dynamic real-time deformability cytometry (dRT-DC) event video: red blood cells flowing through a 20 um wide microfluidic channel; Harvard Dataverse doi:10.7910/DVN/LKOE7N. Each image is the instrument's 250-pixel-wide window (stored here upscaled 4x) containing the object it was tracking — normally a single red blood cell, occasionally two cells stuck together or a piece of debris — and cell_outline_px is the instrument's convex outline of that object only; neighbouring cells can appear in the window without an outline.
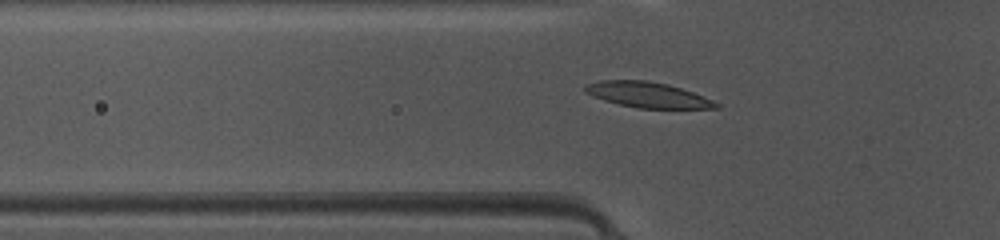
{"species": "common noctule bat (a hibernating species)", "species_latin": "Nyctalus noctula", "temperature_condition": "warm", "stored_images_in_passage": 48, "camera_frame_rate_fps": 3000, "um_per_image_px": 0.085, "animal": {"sex": "female", "body_mass_g": 10.0, "forearm_length_mm": 53.1}, "frame": {"image": 1, "passage_image": 16, "time_ms": 5.0, "image_size_px": [1000, 240], "cell_outline_px": [[720, 108], [640, 108], [620, 104], [604, 100], [584, 92], [584, 84], [600, 80], [648, 80], [668, 84], [692, 92], [712, 100], [720, 104]], "centroid_in_image_um": [55.02, 8.05], "position_along_channel_um": 70.8, "area_um2": 19.31}}
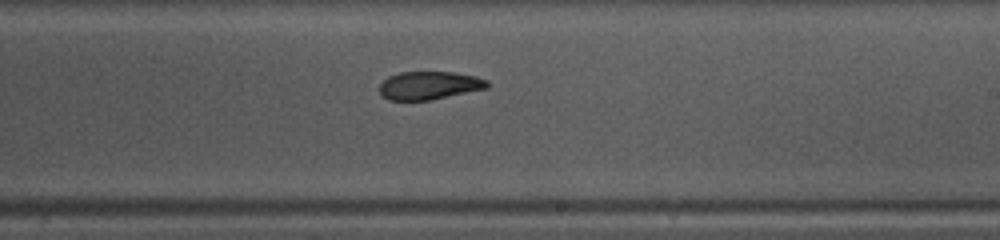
{"frame": {"image": 2, "passage_image": 29, "time_ms": 9.333, "image_size_px": [1000, 240], "cell_outline_px": [[488, 88], [432, 100], [388, 100], [380, 92], [380, 84], [388, 76], [400, 72], [452, 72], [476, 76], [488, 80]], "centroid_in_image_um": [36.5, 7.26], "position_along_channel_um": 252.5, "area_um2": 17.69}}
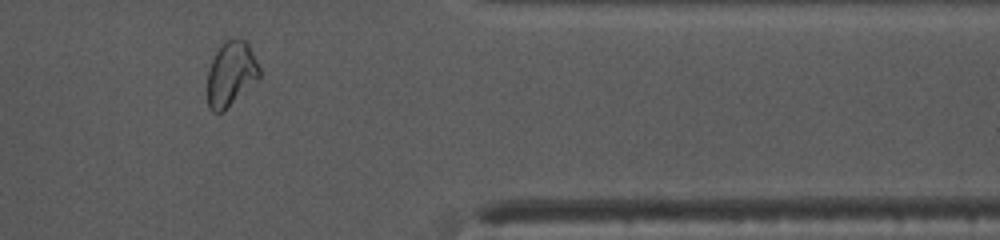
{"frame": {"image": 3, "passage_image": 40, "time_ms": 13.0, "image_size_px": [1000, 240], "cell_outline_px": [[260, 76], [224, 112], [212, 112], [208, 104], [208, 72], [212, 60], [220, 44], [224, 40], [248, 40], [260, 68]], "centroid_in_image_um": [19.64, 6.27], "position_along_channel_um": 391.8, "area_um2": 19.54}, "authors_computed_cell_mechanics": {"area_um2": 18.496, "velocity_mm_per_s": 4.187, "shape_relaxation_time_tau1_ms": 6.0426, "shape_relaxation_time_tau2_ms": 3.0311, "deformation_change_tau1": 0.182, "deformation_change_tau2": 0.0794}}